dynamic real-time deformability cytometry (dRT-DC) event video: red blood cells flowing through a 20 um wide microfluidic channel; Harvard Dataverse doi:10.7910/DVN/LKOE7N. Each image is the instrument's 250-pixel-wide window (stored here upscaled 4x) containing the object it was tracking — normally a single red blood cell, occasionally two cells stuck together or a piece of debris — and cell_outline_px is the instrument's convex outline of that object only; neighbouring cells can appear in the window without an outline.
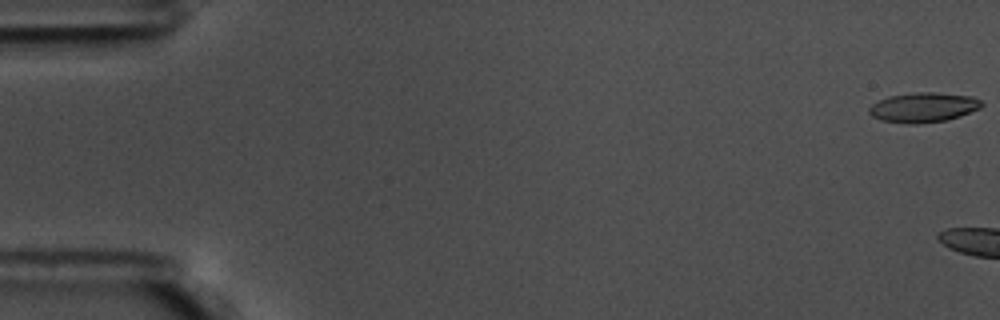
{"species": "common noctule bat (a hibernating species)", "species_latin": "Nyctalus noctula", "temperature_condition": "warm", "stored_images_in_passage": 10, "camera_frame_rate_fps": 3000, "um_per_image_px": 0.085, "animal": {"sex": "male", "body_mass_g": 17.5, "forearm_length_mm": 52.3}, "frame": {"image": 1, "passage_image": 1, "time_ms": 0.0, "image_size_px": [1000, 320], "cell_outline_px": [[980, 104], [976, 108], [956, 116], [940, 120], [888, 120], [880, 116], [880, 112], [900, 96], [960, 96], [976, 100]], "centroid_in_image_um": [78.87, 9.16], "position_along_channel_um": 6.1, "area_um2": 13.87}}